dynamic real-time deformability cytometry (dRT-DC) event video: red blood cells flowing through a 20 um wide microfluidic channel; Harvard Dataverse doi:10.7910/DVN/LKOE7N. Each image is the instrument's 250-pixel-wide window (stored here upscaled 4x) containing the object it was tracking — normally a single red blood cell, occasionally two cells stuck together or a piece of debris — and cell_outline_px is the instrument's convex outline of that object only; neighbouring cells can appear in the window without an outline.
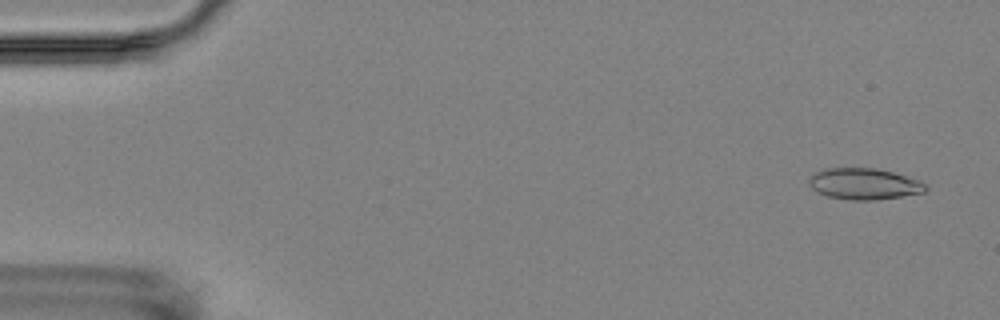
{"species": "Egyptian fruit bat (a non-hibernating species)", "species_latin": "Rousettus aegyptiacus", "temperature_condition": "room temperature", "stored_images_in_passage": 5, "camera_frame_rate_fps": 3000, "um_per_image_px": 0.085, "animal": {"sex": "female"}, "frame": {"image": 1, "passage_image": 1, "time_ms": 0.0, "image_size_px": [1000, 320], "cell_outline_px": [[928, 188], [924, 192], [876, 200], [852, 200], [828, 196], [816, 192], [808, 184], [808, 180], [812, 172], [824, 168], [876, 168], [892, 172], [920, 180]], "centroid_in_image_um": [73.39, 15.62], "position_along_channel_um": 11.6, "area_um2": 21.33}}